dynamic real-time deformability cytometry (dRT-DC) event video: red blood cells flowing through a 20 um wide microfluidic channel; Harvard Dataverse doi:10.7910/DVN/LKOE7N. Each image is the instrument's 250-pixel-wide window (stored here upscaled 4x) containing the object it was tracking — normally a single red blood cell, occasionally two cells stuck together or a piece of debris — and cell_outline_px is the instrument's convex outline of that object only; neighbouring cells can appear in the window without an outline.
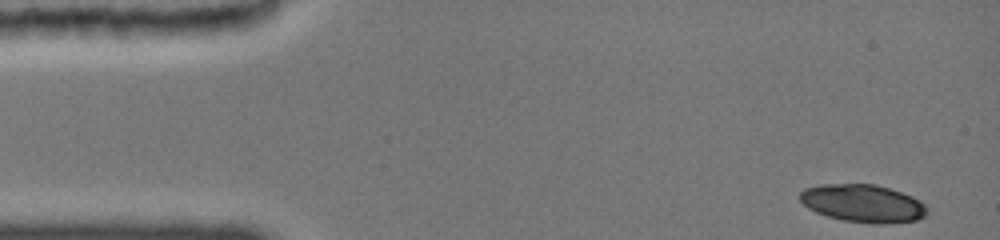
{"species": "common noctule bat (a hibernating species)", "species_latin": "Nyctalus noctula", "temperature_condition": "cold", "stored_images_in_passage": 65, "camera_frame_rate_fps": 3000, "um_per_image_px": 0.085, "animal": {"sex": "female", "body_mass_g": 19.0, "forearm_length_mm": 51.5}, "frame": {"image": 1, "passage_image": 1, "time_ms": 0.0, "image_size_px": [1000, 240], "cell_outline_px": [[928, 212], [924, 216], [916, 220], [880, 224], [872, 224], [844, 220], [828, 216], [816, 212], [808, 208], [800, 200], [800, 192], [804, 188], [820, 184], [876, 184], [912, 196], [920, 200], [928, 208]], "centroid_in_image_um": [73.35, 17.28], "position_along_channel_um": 11.7, "area_um2": 27.98}}
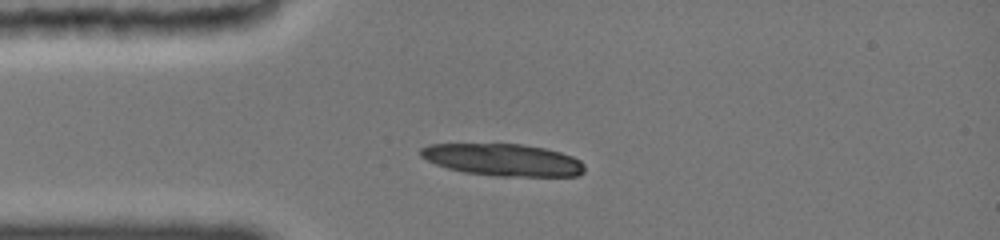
{"frame": {"image": 2, "passage_image": 14, "time_ms": 3.0, "image_size_px": [1000, 240], "cell_outline_px": [[584, 172], [576, 176], [496, 176], [464, 172], [448, 168], [436, 164], [420, 156], [420, 148], [428, 144], [520, 144], [544, 148], [560, 152], [572, 156], [580, 160], [584, 164]], "centroid_in_image_um": [42.76, 13.59], "position_along_channel_um": 42.2, "area_um2": 30.58}}